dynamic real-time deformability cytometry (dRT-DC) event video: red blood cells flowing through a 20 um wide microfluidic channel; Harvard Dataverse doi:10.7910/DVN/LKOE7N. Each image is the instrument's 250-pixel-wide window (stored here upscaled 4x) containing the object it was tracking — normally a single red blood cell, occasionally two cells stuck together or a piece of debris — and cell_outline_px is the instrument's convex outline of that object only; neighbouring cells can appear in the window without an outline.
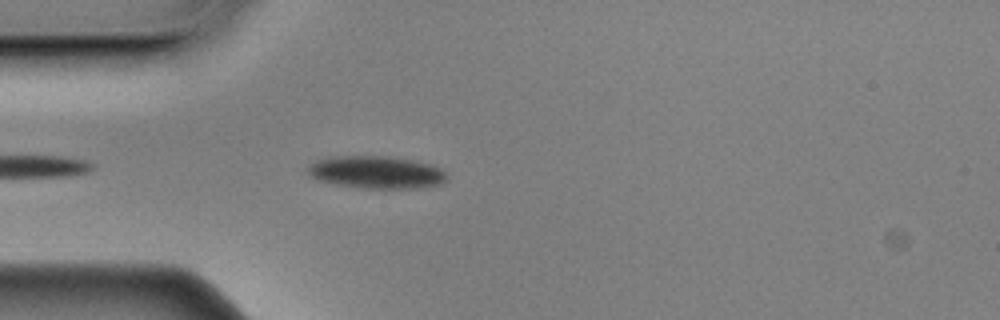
{"species": "Egyptian fruit bat (a non-hibernating species)", "species_latin": "Rousettus aegyptiacus", "temperature_condition": "cold", "stored_images_in_passage": 43, "camera_frame_rate_fps": 3000, "um_per_image_px": 0.085, "animal": {"sex": "male"}, "frame": {"image": 1, "passage_image": 4, "time_ms": 1.0, "image_size_px": [1000, 320], "cell_outline_px": [[448, 176], [440, 184], [420, 188], [368, 188], [336, 184], [320, 180], [312, 176], [308, 172], [308, 164], [316, 160], [332, 156], [384, 156], [412, 160], [432, 164], [440, 168]], "centroid_in_image_um": [32.0, 14.63], "position_along_channel_um": 53.0, "area_um2": 26.13}}
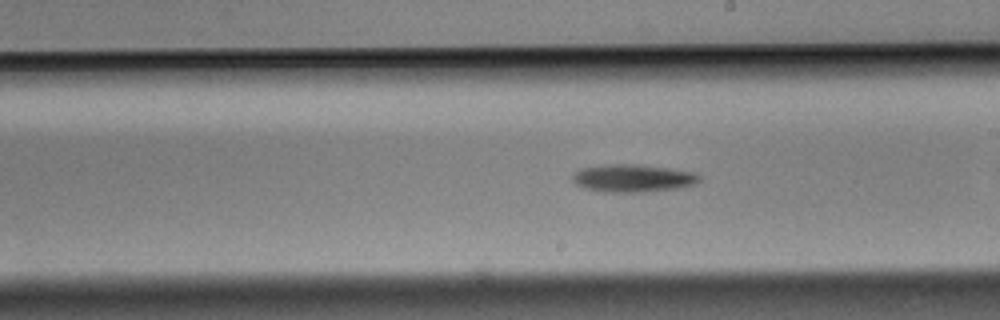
{"frame": {"image": 2, "passage_image": 17, "time_ms": 5.333, "image_size_px": [1000, 320], "cell_outline_px": [[700, 180], [696, 184], [680, 188], [640, 192], [604, 192], [584, 188], [576, 184], [572, 180], [572, 172], [580, 168], [600, 164], [640, 164], [696, 172], [700, 176]], "centroid_in_image_um": [53.77, 15.13], "position_along_channel_um": 235.2, "area_um2": 20.87}}
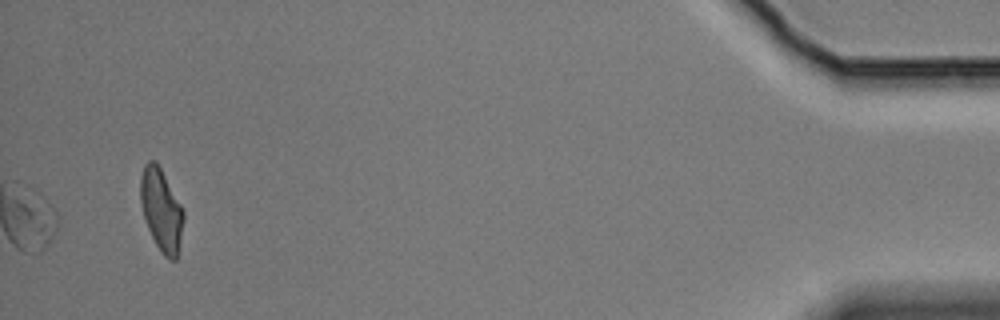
{"frame": {"image": 3, "passage_image": 43, "time_ms": 14.0, "image_size_px": [1000, 320], "cell_outline_px": [[184, 220], [176, 260], [168, 260], [160, 252], [148, 228], [144, 216], [140, 200], [140, 176], [144, 164], [148, 160], [156, 160], [180, 204], [184, 212]], "centroid_in_image_um": [13.7, 17.83], "position_along_channel_um": 421.5, "area_um2": 20.52}, "authors_computed_cell_mechanics": {"area_um2": 18.5538, "velocity_mm_per_s": 3.4765, "shape_relaxation_time_tau1_ms": 3.1423, "shape_relaxation_time_tau2_ms": null, "deformation_change_tau1": 0.0567, "deformation_change_tau2": null}}